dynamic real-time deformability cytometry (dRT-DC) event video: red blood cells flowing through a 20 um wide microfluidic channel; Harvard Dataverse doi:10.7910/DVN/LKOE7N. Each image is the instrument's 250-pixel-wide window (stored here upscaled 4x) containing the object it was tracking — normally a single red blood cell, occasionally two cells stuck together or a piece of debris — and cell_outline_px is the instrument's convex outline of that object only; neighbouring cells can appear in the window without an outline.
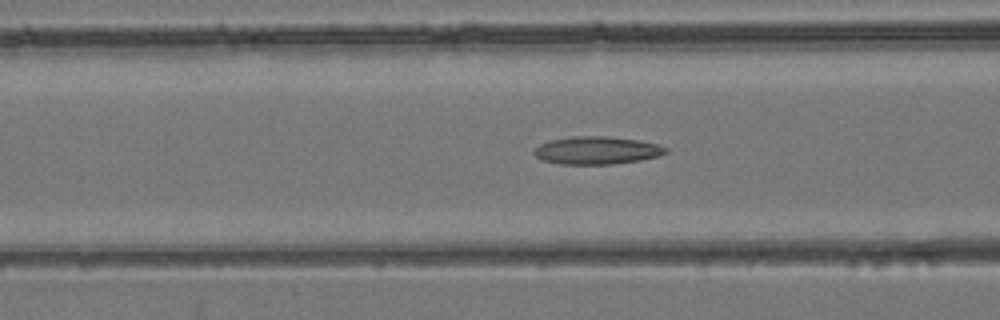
{"species": "common noctule bat (a hibernating species)", "species_latin": "Nyctalus noctula", "temperature_condition": "room temperature", "stored_images_in_passage": 44, "camera_frame_rate_fps": 3000, "um_per_image_px": 0.085, "animal": {"sex": "female", "body_mass_g": 24.6, "forearm_length_mm": 56.2}, "frame": {"image": 1, "passage_image": 14, "time_ms": 4.333, "image_size_px": [1000, 320], "cell_outline_px": [[668, 152], [660, 156], [640, 160], [612, 164], [560, 164], [544, 160], [536, 156], [532, 152], [540, 144], [548, 140], [572, 136], [608, 136], [640, 140], [660, 144], [668, 148]], "centroid_in_image_um": [50.77, 12.77], "position_along_channel_um": 115.8, "area_um2": 21.5}}
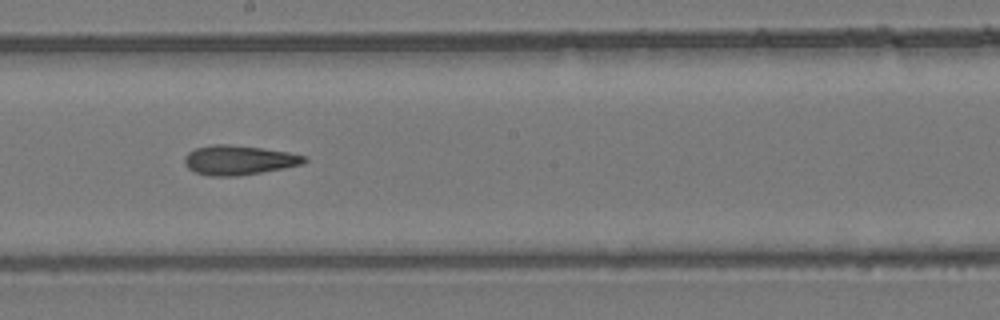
{"frame": {"image": 2, "passage_image": 22, "time_ms": 7.0, "image_size_px": [1000, 320], "cell_outline_px": [[308, 160], [304, 164], [284, 168], [236, 176], [208, 176], [196, 172], [188, 168], [184, 164], [184, 156], [188, 152], [196, 148], [212, 144], [228, 144], [260, 148], [288, 152], [308, 156]], "centroid_in_image_um": [20.3, 13.6], "position_along_channel_um": 227.9, "area_um2": 20.63}}
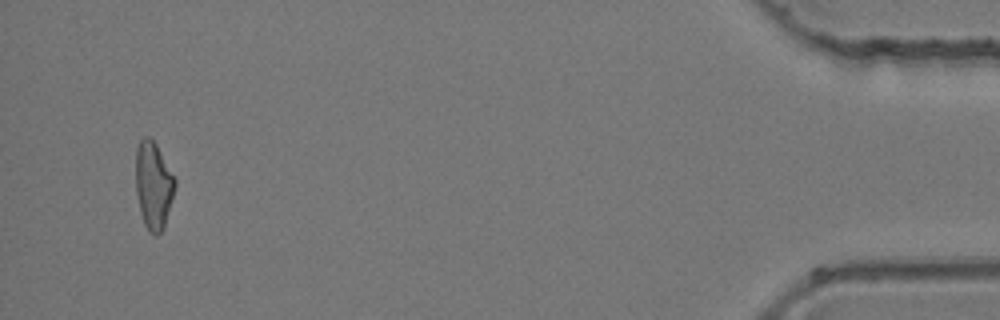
{"frame": {"image": 3, "passage_image": 42, "time_ms": 13.667, "image_size_px": [1000, 320], "cell_outline_px": [[176, 184], [164, 228], [156, 236], [152, 236], [148, 232], [144, 224], [140, 212], [136, 192], [136, 148], [140, 140], [144, 136], [148, 136], [156, 144], [176, 180]], "centroid_in_image_um": [13.03, 15.78], "position_along_channel_um": 422.2, "area_um2": 20.0}}